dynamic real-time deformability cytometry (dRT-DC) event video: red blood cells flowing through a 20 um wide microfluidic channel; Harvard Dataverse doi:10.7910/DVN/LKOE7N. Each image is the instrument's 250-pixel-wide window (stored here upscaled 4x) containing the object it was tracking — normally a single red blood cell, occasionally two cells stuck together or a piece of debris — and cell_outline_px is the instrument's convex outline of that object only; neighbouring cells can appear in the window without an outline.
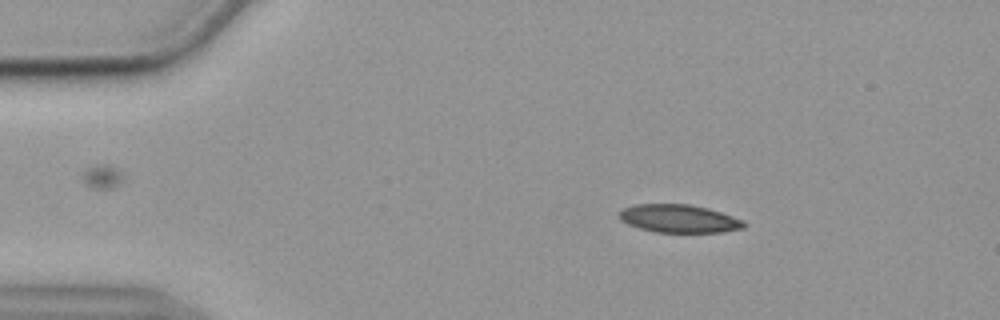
{"species": "common noctule bat (a hibernating species)", "species_latin": "Nyctalus noctula", "temperature_condition": "cold", "stored_images_in_passage": 51, "camera_frame_rate_fps": 3000, "um_per_image_px": 0.085, "animal": {"sex": "female", "body_mass_g": 19.9}, "frame": {"image": 1, "passage_image": 8, "time_ms": 2.333, "image_size_px": [1000, 320], "cell_outline_px": [[744, 228], [720, 232], [656, 232], [640, 228], [628, 224], [620, 220], [620, 212], [624, 208], [636, 204], [688, 204], [708, 208], [744, 220]], "centroid_in_image_um": [57.71, 18.58], "position_along_channel_um": 27.3, "area_um2": 20.17}}
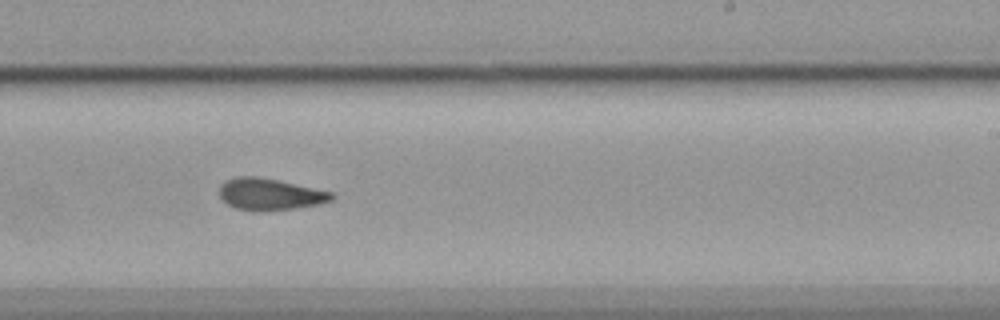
{"frame": {"image": 2, "passage_image": 33, "time_ms": 10.667, "image_size_px": [1000, 320], "cell_outline_px": [[336, 196], [332, 200], [320, 204], [296, 208], [264, 212], [252, 212], [236, 208], [228, 204], [220, 196], [220, 184], [224, 180], [236, 176], [260, 176], [332, 192]], "centroid_in_image_um": [22.93, 16.52], "position_along_channel_um": 266.1, "area_um2": 21.1}}
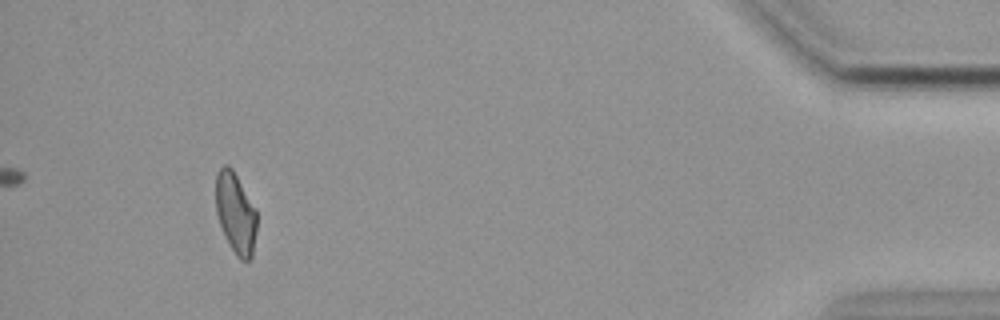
{"frame": {"image": 3, "passage_image": 51, "time_ms": 16.667, "image_size_px": [1000, 320], "cell_outline_px": [[256, 232], [252, 256], [248, 260], [240, 260], [236, 256], [228, 244], [220, 224], [216, 212], [216, 172], [224, 164], [228, 164], [232, 168], [256, 208]], "centroid_in_image_um": [20.02, 18.11], "position_along_channel_um": 415.2, "area_um2": 19.42}, "authors_computed_cell_mechanics": {"area_um2": 20.9814, "velocity_mm_per_s": 3.5837, "shape_relaxation_time_tau1_ms": null, "shape_relaxation_time_tau2_ms": 3.0211, "deformation_change_tau1": null, "deformation_change_tau2": 0.0962}}